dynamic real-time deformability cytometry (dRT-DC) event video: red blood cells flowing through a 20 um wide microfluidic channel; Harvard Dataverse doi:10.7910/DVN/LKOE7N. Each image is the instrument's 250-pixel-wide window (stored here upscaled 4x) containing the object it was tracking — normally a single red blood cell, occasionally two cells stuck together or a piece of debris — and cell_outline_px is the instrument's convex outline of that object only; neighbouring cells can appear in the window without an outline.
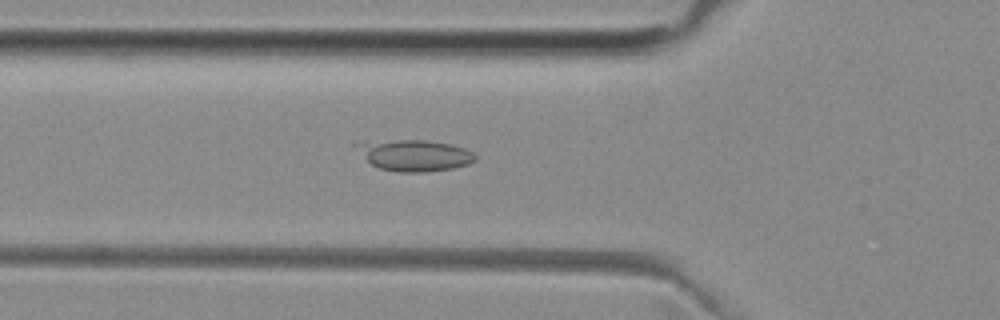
{"species": "common noctule bat (a hibernating species)", "species_latin": "Nyctalus noctula", "temperature_condition": "room temperature", "stored_images_in_passage": 31, "camera_frame_rate_fps": 3000, "um_per_image_px": 0.085, "animal": {"sex": "female", "body_mass_g": 29.2, "forearm_length_mm": 56.3}, "frame": {"image": 1, "passage_image": 12, "time_ms": 3.667, "image_size_px": [1000, 320], "cell_outline_px": [[476, 160], [468, 164], [452, 168], [424, 172], [400, 172], [380, 168], [372, 164], [352, 144], [396, 140], [424, 140], [452, 144], [464, 148], [472, 152], [476, 156]], "centroid_in_image_um": [35.28, 13.2], "position_along_channel_um": 90.5, "area_um2": 21.21}}
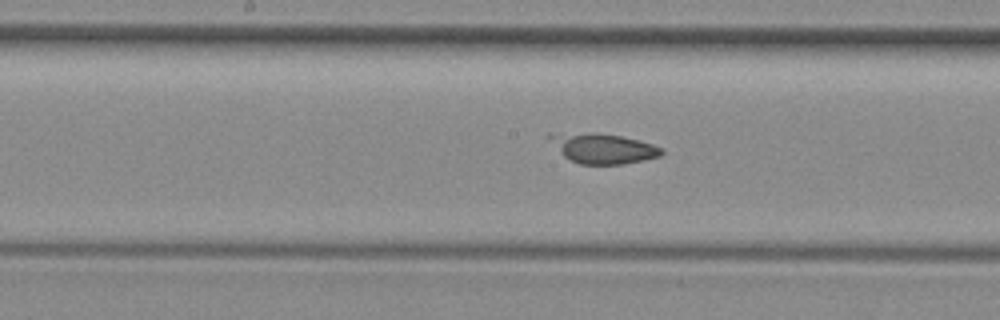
{"frame": {"image": 2, "passage_image": 20, "time_ms": 6.333, "image_size_px": [1000, 320], "cell_outline_px": [[664, 152], [660, 156], [644, 160], [624, 164], [580, 164], [564, 156], [544, 136], [548, 132], [592, 132], [620, 136], [652, 144], [664, 148]], "centroid_in_image_um": [51.17, 12.58], "position_along_channel_um": 197.0, "area_um2": 19.88}}
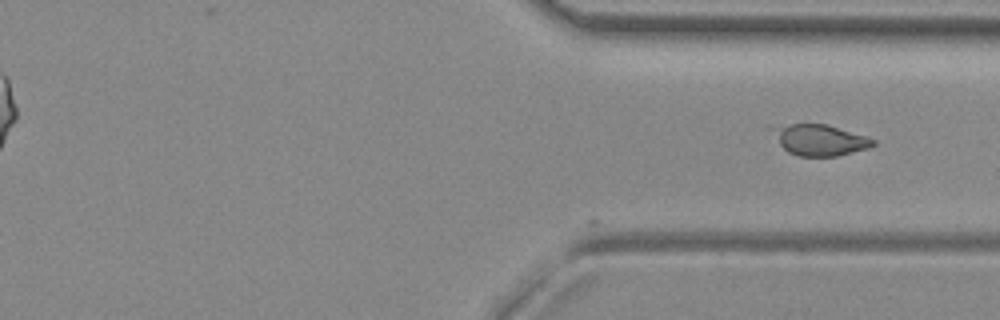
{"frame": {"image": 3, "passage_image": 31, "time_ms": 10.0, "image_size_px": [1000, 320], "cell_outline_px": [[876, 144], [868, 148], [836, 156], [800, 156], [788, 152], [780, 144], [768, 128], [768, 124], [828, 124], [876, 140]], "centroid_in_image_um": [69.59, 11.87], "position_along_channel_um": 341.8, "area_um2": 18.32}}